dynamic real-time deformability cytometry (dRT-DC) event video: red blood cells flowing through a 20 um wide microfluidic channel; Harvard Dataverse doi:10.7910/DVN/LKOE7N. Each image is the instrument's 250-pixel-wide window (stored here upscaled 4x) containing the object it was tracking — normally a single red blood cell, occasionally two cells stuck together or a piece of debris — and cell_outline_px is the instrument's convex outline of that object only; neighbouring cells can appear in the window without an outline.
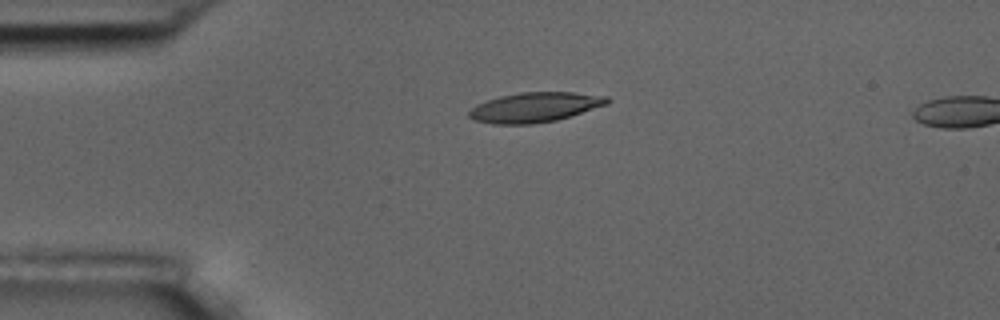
{"species": "common noctule bat (a hibernating species)", "species_latin": "Nyctalus noctula", "temperature_condition": "room temperature", "stored_images_in_passage": 6, "segment_of_instrument_passage": [1, 2], "camera_frame_rate_fps": 3000, "um_per_image_px": 0.085, "animal": {"sex": "male", "body_mass_g": 17.5, "forearm_length_mm": 52.3}, "frame": {"image": 1, "passage_image": 4, "time_ms": 3.667, "image_size_px": [1000, 320], "cell_outline_px": [[612, 100], [608, 104], [556, 120], [532, 124], [492, 124], [476, 120], [468, 116], [468, 112], [476, 104], [500, 96], [520, 92], [572, 92], [608, 96]], "centroid_in_image_um": [45.48, 9.11], "position_along_channel_um": 39.5, "area_um2": 23.93}}